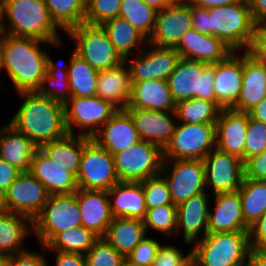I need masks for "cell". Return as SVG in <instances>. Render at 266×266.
<instances>
[{"label": "cell", "mask_w": 266, "mask_h": 266, "mask_svg": "<svg viewBox=\"0 0 266 266\" xmlns=\"http://www.w3.org/2000/svg\"><path fill=\"white\" fill-rule=\"evenodd\" d=\"M192 28L221 39L233 51H246L257 28L248 0L213 8L190 4Z\"/></svg>", "instance_id": "1"}, {"label": "cell", "mask_w": 266, "mask_h": 266, "mask_svg": "<svg viewBox=\"0 0 266 266\" xmlns=\"http://www.w3.org/2000/svg\"><path fill=\"white\" fill-rule=\"evenodd\" d=\"M41 44L56 46L33 37L0 34L3 72L18 93L37 91L42 84L50 56Z\"/></svg>", "instance_id": "2"}, {"label": "cell", "mask_w": 266, "mask_h": 266, "mask_svg": "<svg viewBox=\"0 0 266 266\" xmlns=\"http://www.w3.org/2000/svg\"><path fill=\"white\" fill-rule=\"evenodd\" d=\"M18 95L25 100L8 122L17 131L25 134L38 147L68 134L63 104L37 91L20 92Z\"/></svg>", "instance_id": "3"}, {"label": "cell", "mask_w": 266, "mask_h": 266, "mask_svg": "<svg viewBox=\"0 0 266 266\" xmlns=\"http://www.w3.org/2000/svg\"><path fill=\"white\" fill-rule=\"evenodd\" d=\"M58 29L44 0H0V34L33 37L58 47Z\"/></svg>", "instance_id": "4"}, {"label": "cell", "mask_w": 266, "mask_h": 266, "mask_svg": "<svg viewBox=\"0 0 266 266\" xmlns=\"http://www.w3.org/2000/svg\"><path fill=\"white\" fill-rule=\"evenodd\" d=\"M192 250L195 266H247L249 231L207 233L194 243Z\"/></svg>", "instance_id": "5"}, {"label": "cell", "mask_w": 266, "mask_h": 266, "mask_svg": "<svg viewBox=\"0 0 266 266\" xmlns=\"http://www.w3.org/2000/svg\"><path fill=\"white\" fill-rule=\"evenodd\" d=\"M167 82L175 103L194 97L215 102L214 64L181 57Z\"/></svg>", "instance_id": "6"}, {"label": "cell", "mask_w": 266, "mask_h": 266, "mask_svg": "<svg viewBox=\"0 0 266 266\" xmlns=\"http://www.w3.org/2000/svg\"><path fill=\"white\" fill-rule=\"evenodd\" d=\"M66 34L76 41L72 52L88 62L96 71L111 69L124 62L101 25L82 23L68 29Z\"/></svg>", "instance_id": "7"}, {"label": "cell", "mask_w": 266, "mask_h": 266, "mask_svg": "<svg viewBox=\"0 0 266 266\" xmlns=\"http://www.w3.org/2000/svg\"><path fill=\"white\" fill-rule=\"evenodd\" d=\"M35 233L41 246H45L57 233L82 226L76 192L49 195L39 215L33 220Z\"/></svg>", "instance_id": "8"}, {"label": "cell", "mask_w": 266, "mask_h": 266, "mask_svg": "<svg viewBox=\"0 0 266 266\" xmlns=\"http://www.w3.org/2000/svg\"><path fill=\"white\" fill-rule=\"evenodd\" d=\"M216 148V124L177 122L170 142L163 149L164 160H203Z\"/></svg>", "instance_id": "9"}, {"label": "cell", "mask_w": 266, "mask_h": 266, "mask_svg": "<svg viewBox=\"0 0 266 266\" xmlns=\"http://www.w3.org/2000/svg\"><path fill=\"white\" fill-rule=\"evenodd\" d=\"M118 109L97 96H71L64 104L65 125L68 134L92 137ZM74 127V128H73Z\"/></svg>", "instance_id": "10"}, {"label": "cell", "mask_w": 266, "mask_h": 266, "mask_svg": "<svg viewBox=\"0 0 266 266\" xmlns=\"http://www.w3.org/2000/svg\"><path fill=\"white\" fill-rule=\"evenodd\" d=\"M163 160V150L144 140L114 154L119 181L140 182L157 176L162 170Z\"/></svg>", "instance_id": "11"}, {"label": "cell", "mask_w": 266, "mask_h": 266, "mask_svg": "<svg viewBox=\"0 0 266 266\" xmlns=\"http://www.w3.org/2000/svg\"><path fill=\"white\" fill-rule=\"evenodd\" d=\"M76 178L79 189L110 190L120 182L115 169L114 155L90 139L84 145Z\"/></svg>", "instance_id": "12"}, {"label": "cell", "mask_w": 266, "mask_h": 266, "mask_svg": "<svg viewBox=\"0 0 266 266\" xmlns=\"http://www.w3.org/2000/svg\"><path fill=\"white\" fill-rule=\"evenodd\" d=\"M160 174L167 181L176 206L206 191L203 160H163Z\"/></svg>", "instance_id": "13"}, {"label": "cell", "mask_w": 266, "mask_h": 266, "mask_svg": "<svg viewBox=\"0 0 266 266\" xmlns=\"http://www.w3.org/2000/svg\"><path fill=\"white\" fill-rule=\"evenodd\" d=\"M146 47L131 61L129 58L124 59L128 65L131 83L153 79L167 80L181 58L180 54L175 48L157 47L149 43Z\"/></svg>", "instance_id": "14"}, {"label": "cell", "mask_w": 266, "mask_h": 266, "mask_svg": "<svg viewBox=\"0 0 266 266\" xmlns=\"http://www.w3.org/2000/svg\"><path fill=\"white\" fill-rule=\"evenodd\" d=\"M205 185L212 193L235 192L244 179V162L239 157L214 148L204 159Z\"/></svg>", "instance_id": "15"}, {"label": "cell", "mask_w": 266, "mask_h": 266, "mask_svg": "<svg viewBox=\"0 0 266 266\" xmlns=\"http://www.w3.org/2000/svg\"><path fill=\"white\" fill-rule=\"evenodd\" d=\"M4 195L9 212L28 217L32 222L49 197L45 186L29 172H22Z\"/></svg>", "instance_id": "16"}, {"label": "cell", "mask_w": 266, "mask_h": 266, "mask_svg": "<svg viewBox=\"0 0 266 266\" xmlns=\"http://www.w3.org/2000/svg\"><path fill=\"white\" fill-rule=\"evenodd\" d=\"M231 52L214 64L215 102L222 109H232L238 101L243 81L244 51Z\"/></svg>", "instance_id": "17"}, {"label": "cell", "mask_w": 266, "mask_h": 266, "mask_svg": "<svg viewBox=\"0 0 266 266\" xmlns=\"http://www.w3.org/2000/svg\"><path fill=\"white\" fill-rule=\"evenodd\" d=\"M190 29V4H170L167 8L157 11L155 28L148 43L157 47L175 48Z\"/></svg>", "instance_id": "18"}, {"label": "cell", "mask_w": 266, "mask_h": 266, "mask_svg": "<svg viewBox=\"0 0 266 266\" xmlns=\"http://www.w3.org/2000/svg\"><path fill=\"white\" fill-rule=\"evenodd\" d=\"M248 112L222 109L216 122V148L245 162Z\"/></svg>", "instance_id": "19"}, {"label": "cell", "mask_w": 266, "mask_h": 266, "mask_svg": "<svg viewBox=\"0 0 266 266\" xmlns=\"http://www.w3.org/2000/svg\"><path fill=\"white\" fill-rule=\"evenodd\" d=\"M91 139L112 155L141 141L134 121L126 110H118Z\"/></svg>", "instance_id": "20"}, {"label": "cell", "mask_w": 266, "mask_h": 266, "mask_svg": "<svg viewBox=\"0 0 266 266\" xmlns=\"http://www.w3.org/2000/svg\"><path fill=\"white\" fill-rule=\"evenodd\" d=\"M132 117L140 140L159 146L162 150L170 142L177 122L175 112L125 108Z\"/></svg>", "instance_id": "21"}, {"label": "cell", "mask_w": 266, "mask_h": 266, "mask_svg": "<svg viewBox=\"0 0 266 266\" xmlns=\"http://www.w3.org/2000/svg\"><path fill=\"white\" fill-rule=\"evenodd\" d=\"M209 194L206 191L192 196L189 200L177 206L176 234L182 230L183 239L186 244H194L208 233Z\"/></svg>", "instance_id": "22"}, {"label": "cell", "mask_w": 266, "mask_h": 266, "mask_svg": "<svg viewBox=\"0 0 266 266\" xmlns=\"http://www.w3.org/2000/svg\"><path fill=\"white\" fill-rule=\"evenodd\" d=\"M182 58L196 60L206 64H215L224 60L233 50L221 39L190 29L182 36L175 47Z\"/></svg>", "instance_id": "23"}, {"label": "cell", "mask_w": 266, "mask_h": 266, "mask_svg": "<svg viewBox=\"0 0 266 266\" xmlns=\"http://www.w3.org/2000/svg\"><path fill=\"white\" fill-rule=\"evenodd\" d=\"M214 211L209 209L208 233L249 231L239 191L214 194Z\"/></svg>", "instance_id": "24"}, {"label": "cell", "mask_w": 266, "mask_h": 266, "mask_svg": "<svg viewBox=\"0 0 266 266\" xmlns=\"http://www.w3.org/2000/svg\"><path fill=\"white\" fill-rule=\"evenodd\" d=\"M82 226L103 237L113 220L107 191H76Z\"/></svg>", "instance_id": "25"}, {"label": "cell", "mask_w": 266, "mask_h": 266, "mask_svg": "<svg viewBox=\"0 0 266 266\" xmlns=\"http://www.w3.org/2000/svg\"><path fill=\"white\" fill-rule=\"evenodd\" d=\"M46 188L49 195L72 194L79 188L73 173L62 169L38 148L29 171Z\"/></svg>", "instance_id": "26"}, {"label": "cell", "mask_w": 266, "mask_h": 266, "mask_svg": "<svg viewBox=\"0 0 266 266\" xmlns=\"http://www.w3.org/2000/svg\"><path fill=\"white\" fill-rule=\"evenodd\" d=\"M175 105L167 80H144L132 83L126 108L174 112Z\"/></svg>", "instance_id": "27"}, {"label": "cell", "mask_w": 266, "mask_h": 266, "mask_svg": "<svg viewBox=\"0 0 266 266\" xmlns=\"http://www.w3.org/2000/svg\"><path fill=\"white\" fill-rule=\"evenodd\" d=\"M39 147L25 134L7 123L0 128V158L21 172H29Z\"/></svg>", "instance_id": "28"}, {"label": "cell", "mask_w": 266, "mask_h": 266, "mask_svg": "<svg viewBox=\"0 0 266 266\" xmlns=\"http://www.w3.org/2000/svg\"><path fill=\"white\" fill-rule=\"evenodd\" d=\"M107 193L113 218H145L147 207L140 182L120 181Z\"/></svg>", "instance_id": "29"}, {"label": "cell", "mask_w": 266, "mask_h": 266, "mask_svg": "<svg viewBox=\"0 0 266 266\" xmlns=\"http://www.w3.org/2000/svg\"><path fill=\"white\" fill-rule=\"evenodd\" d=\"M131 78L126 62L111 69L98 71L96 96L125 110L131 94Z\"/></svg>", "instance_id": "30"}, {"label": "cell", "mask_w": 266, "mask_h": 266, "mask_svg": "<svg viewBox=\"0 0 266 266\" xmlns=\"http://www.w3.org/2000/svg\"><path fill=\"white\" fill-rule=\"evenodd\" d=\"M264 98H266V66L244 51L242 89L237 104L232 109L248 112Z\"/></svg>", "instance_id": "31"}, {"label": "cell", "mask_w": 266, "mask_h": 266, "mask_svg": "<svg viewBox=\"0 0 266 266\" xmlns=\"http://www.w3.org/2000/svg\"><path fill=\"white\" fill-rule=\"evenodd\" d=\"M90 137L67 134L64 138L43 144L39 148L62 169L77 176L84 145Z\"/></svg>", "instance_id": "32"}, {"label": "cell", "mask_w": 266, "mask_h": 266, "mask_svg": "<svg viewBox=\"0 0 266 266\" xmlns=\"http://www.w3.org/2000/svg\"><path fill=\"white\" fill-rule=\"evenodd\" d=\"M146 236L147 231L142 219L116 217L102 238L126 257Z\"/></svg>", "instance_id": "33"}, {"label": "cell", "mask_w": 266, "mask_h": 266, "mask_svg": "<svg viewBox=\"0 0 266 266\" xmlns=\"http://www.w3.org/2000/svg\"><path fill=\"white\" fill-rule=\"evenodd\" d=\"M32 225V221L23 215L9 211L0 215V255H14L24 251L22 244L31 234Z\"/></svg>", "instance_id": "34"}, {"label": "cell", "mask_w": 266, "mask_h": 266, "mask_svg": "<svg viewBox=\"0 0 266 266\" xmlns=\"http://www.w3.org/2000/svg\"><path fill=\"white\" fill-rule=\"evenodd\" d=\"M101 26L107 32L111 43L123 59L129 58L135 46L139 47L138 49L141 51L148 43V39L142 33L126 19L119 16L107 20Z\"/></svg>", "instance_id": "35"}, {"label": "cell", "mask_w": 266, "mask_h": 266, "mask_svg": "<svg viewBox=\"0 0 266 266\" xmlns=\"http://www.w3.org/2000/svg\"><path fill=\"white\" fill-rule=\"evenodd\" d=\"M67 64L71 96H96L98 71L74 52Z\"/></svg>", "instance_id": "36"}, {"label": "cell", "mask_w": 266, "mask_h": 266, "mask_svg": "<svg viewBox=\"0 0 266 266\" xmlns=\"http://www.w3.org/2000/svg\"><path fill=\"white\" fill-rule=\"evenodd\" d=\"M221 110L216 102L194 97L176 103L174 119L180 123L216 124Z\"/></svg>", "instance_id": "37"}, {"label": "cell", "mask_w": 266, "mask_h": 266, "mask_svg": "<svg viewBox=\"0 0 266 266\" xmlns=\"http://www.w3.org/2000/svg\"><path fill=\"white\" fill-rule=\"evenodd\" d=\"M99 237L83 226L68 228L57 233L45 246L44 250L86 254Z\"/></svg>", "instance_id": "38"}, {"label": "cell", "mask_w": 266, "mask_h": 266, "mask_svg": "<svg viewBox=\"0 0 266 266\" xmlns=\"http://www.w3.org/2000/svg\"><path fill=\"white\" fill-rule=\"evenodd\" d=\"M238 191L244 220L251 227L266 212V181L244 178Z\"/></svg>", "instance_id": "39"}, {"label": "cell", "mask_w": 266, "mask_h": 266, "mask_svg": "<svg viewBox=\"0 0 266 266\" xmlns=\"http://www.w3.org/2000/svg\"><path fill=\"white\" fill-rule=\"evenodd\" d=\"M54 61L51 57L48 59L46 73L37 92L64 105L71 97L68 70L65 68L67 65H60Z\"/></svg>", "instance_id": "40"}, {"label": "cell", "mask_w": 266, "mask_h": 266, "mask_svg": "<svg viewBox=\"0 0 266 266\" xmlns=\"http://www.w3.org/2000/svg\"><path fill=\"white\" fill-rule=\"evenodd\" d=\"M50 17L65 32L84 23L86 2L84 0H44Z\"/></svg>", "instance_id": "41"}, {"label": "cell", "mask_w": 266, "mask_h": 266, "mask_svg": "<svg viewBox=\"0 0 266 266\" xmlns=\"http://www.w3.org/2000/svg\"><path fill=\"white\" fill-rule=\"evenodd\" d=\"M157 11L142 0H122L119 17L126 19L147 39L155 28Z\"/></svg>", "instance_id": "42"}, {"label": "cell", "mask_w": 266, "mask_h": 266, "mask_svg": "<svg viewBox=\"0 0 266 266\" xmlns=\"http://www.w3.org/2000/svg\"><path fill=\"white\" fill-rule=\"evenodd\" d=\"M148 234L149 228L162 232L167 237L176 234L177 206L167 204L156 208L147 209L143 219Z\"/></svg>", "instance_id": "43"}, {"label": "cell", "mask_w": 266, "mask_h": 266, "mask_svg": "<svg viewBox=\"0 0 266 266\" xmlns=\"http://www.w3.org/2000/svg\"><path fill=\"white\" fill-rule=\"evenodd\" d=\"M140 183L147 209L173 204L168 183L161 174L147 178Z\"/></svg>", "instance_id": "44"}, {"label": "cell", "mask_w": 266, "mask_h": 266, "mask_svg": "<svg viewBox=\"0 0 266 266\" xmlns=\"http://www.w3.org/2000/svg\"><path fill=\"white\" fill-rule=\"evenodd\" d=\"M86 266H120L125 257L99 237L85 254Z\"/></svg>", "instance_id": "45"}, {"label": "cell", "mask_w": 266, "mask_h": 266, "mask_svg": "<svg viewBox=\"0 0 266 266\" xmlns=\"http://www.w3.org/2000/svg\"><path fill=\"white\" fill-rule=\"evenodd\" d=\"M122 0H87L84 23L102 25L119 16Z\"/></svg>", "instance_id": "46"}, {"label": "cell", "mask_w": 266, "mask_h": 266, "mask_svg": "<svg viewBox=\"0 0 266 266\" xmlns=\"http://www.w3.org/2000/svg\"><path fill=\"white\" fill-rule=\"evenodd\" d=\"M266 150V124L249 116L245 142V161Z\"/></svg>", "instance_id": "47"}, {"label": "cell", "mask_w": 266, "mask_h": 266, "mask_svg": "<svg viewBox=\"0 0 266 266\" xmlns=\"http://www.w3.org/2000/svg\"><path fill=\"white\" fill-rule=\"evenodd\" d=\"M193 264V250L184 255L182 250L169 243L161 244L152 266H190Z\"/></svg>", "instance_id": "48"}, {"label": "cell", "mask_w": 266, "mask_h": 266, "mask_svg": "<svg viewBox=\"0 0 266 266\" xmlns=\"http://www.w3.org/2000/svg\"><path fill=\"white\" fill-rule=\"evenodd\" d=\"M160 245L157 239L146 236L125 258L134 266H152Z\"/></svg>", "instance_id": "49"}, {"label": "cell", "mask_w": 266, "mask_h": 266, "mask_svg": "<svg viewBox=\"0 0 266 266\" xmlns=\"http://www.w3.org/2000/svg\"><path fill=\"white\" fill-rule=\"evenodd\" d=\"M244 178L266 181V150L244 162Z\"/></svg>", "instance_id": "50"}, {"label": "cell", "mask_w": 266, "mask_h": 266, "mask_svg": "<svg viewBox=\"0 0 266 266\" xmlns=\"http://www.w3.org/2000/svg\"><path fill=\"white\" fill-rule=\"evenodd\" d=\"M246 52L257 62L266 66V31L257 27Z\"/></svg>", "instance_id": "51"}, {"label": "cell", "mask_w": 266, "mask_h": 266, "mask_svg": "<svg viewBox=\"0 0 266 266\" xmlns=\"http://www.w3.org/2000/svg\"><path fill=\"white\" fill-rule=\"evenodd\" d=\"M12 266H48L46 257L40 253L24 250L11 255Z\"/></svg>", "instance_id": "52"}, {"label": "cell", "mask_w": 266, "mask_h": 266, "mask_svg": "<svg viewBox=\"0 0 266 266\" xmlns=\"http://www.w3.org/2000/svg\"><path fill=\"white\" fill-rule=\"evenodd\" d=\"M251 248L266 249V212L250 227Z\"/></svg>", "instance_id": "53"}, {"label": "cell", "mask_w": 266, "mask_h": 266, "mask_svg": "<svg viewBox=\"0 0 266 266\" xmlns=\"http://www.w3.org/2000/svg\"><path fill=\"white\" fill-rule=\"evenodd\" d=\"M22 172L0 158V192L5 193Z\"/></svg>", "instance_id": "54"}, {"label": "cell", "mask_w": 266, "mask_h": 266, "mask_svg": "<svg viewBox=\"0 0 266 266\" xmlns=\"http://www.w3.org/2000/svg\"><path fill=\"white\" fill-rule=\"evenodd\" d=\"M49 251L55 252V266H86L84 254L61 252L57 250Z\"/></svg>", "instance_id": "55"}, {"label": "cell", "mask_w": 266, "mask_h": 266, "mask_svg": "<svg viewBox=\"0 0 266 266\" xmlns=\"http://www.w3.org/2000/svg\"><path fill=\"white\" fill-rule=\"evenodd\" d=\"M257 27L266 22V0H248Z\"/></svg>", "instance_id": "56"}, {"label": "cell", "mask_w": 266, "mask_h": 266, "mask_svg": "<svg viewBox=\"0 0 266 266\" xmlns=\"http://www.w3.org/2000/svg\"><path fill=\"white\" fill-rule=\"evenodd\" d=\"M249 266H266V249L251 248Z\"/></svg>", "instance_id": "57"}, {"label": "cell", "mask_w": 266, "mask_h": 266, "mask_svg": "<svg viewBox=\"0 0 266 266\" xmlns=\"http://www.w3.org/2000/svg\"><path fill=\"white\" fill-rule=\"evenodd\" d=\"M248 114L251 118L266 124V98L262 99L257 105L252 107Z\"/></svg>", "instance_id": "58"}, {"label": "cell", "mask_w": 266, "mask_h": 266, "mask_svg": "<svg viewBox=\"0 0 266 266\" xmlns=\"http://www.w3.org/2000/svg\"><path fill=\"white\" fill-rule=\"evenodd\" d=\"M237 1L239 0H192L190 4L209 9L213 7L226 6Z\"/></svg>", "instance_id": "59"}, {"label": "cell", "mask_w": 266, "mask_h": 266, "mask_svg": "<svg viewBox=\"0 0 266 266\" xmlns=\"http://www.w3.org/2000/svg\"><path fill=\"white\" fill-rule=\"evenodd\" d=\"M142 1L146 3L148 6L154 8L156 11L163 10L170 5V2L168 0H142Z\"/></svg>", "instance_id": "60"}, {"label": "cell", "mask_w": 266, "mask_h": 266, "mask_svg": "<svg viewBox=\"0 0 266 266\" xmlns=\"http://www.w3.org/2000/svg\"><path fill=\"white\" fill-rule=\"evenodd\" d=\"M6 212H8V208L6 206L5 195L0 192V215L5 214Z\"/></svg>", "instance_id": "61"}, {"label": "cell", "mask_w": 266, "mask_h": 266, "mask_svg": "<svg viewBox=\"0 0 266 266\" xmlns=\"http://www.w3.org/2000/svg\"><path fill=\"white\" fill-rule=\"evenodd\" d=\"M0 266H12L11 255H0Z\"/></svg>", "instance_id": "62"}, {"label": "cell", "mask_w": 266, "mask_h": 266, "mask_svg": "<svg viewBox=\"0 0 266 266\" xmlns=\"http://www.w3.org/2000/svg\"><path fill=\"white\" fill-rule=\"evenodd\" d=\"M170 4H190L192 0H168Z\"/></svg>", "instance_id": "63"}, {"label": "cell", "mask_w": 266, "mask_h": 266, "mask_svg": "<svg viewBox=\"0 0 266 266\" xmlns=\"http://www.w3.org/2000/svg\"><path fill=\"white\" fill-rule=\"evenodd\" d=\"M120 266H134V265H132L128 260H126V258H125V260L120 264Z\"/></svg>", "instance_id": "64"}, {"label": "cell", "mask_w": 266, "mask_h": 266, "mask_svg": "<svg viewBox=\"0 0 266 266\" xmlns=\"http://www.w3.org/2000/svg\"><path fill=\"white\" fill-rule=\"evenodd\" d=\"M3 70V67H2V57H1V50H0V74Z\"/></svg>", "instance_id": "65"}, {"label": "cell", "mask_w": 266, "mask_h": 266, "mask_svg": "<svg viewBox=\"0 0 266 266\" xmlns=\"http://www.w3.org/2000/svg\"><path fill=\"white\" fill-rule=\"evenodd\" d=\"M261 27L266 31V22H264Z\"/></svg>", "instance_id": "66"}]
</instances>
